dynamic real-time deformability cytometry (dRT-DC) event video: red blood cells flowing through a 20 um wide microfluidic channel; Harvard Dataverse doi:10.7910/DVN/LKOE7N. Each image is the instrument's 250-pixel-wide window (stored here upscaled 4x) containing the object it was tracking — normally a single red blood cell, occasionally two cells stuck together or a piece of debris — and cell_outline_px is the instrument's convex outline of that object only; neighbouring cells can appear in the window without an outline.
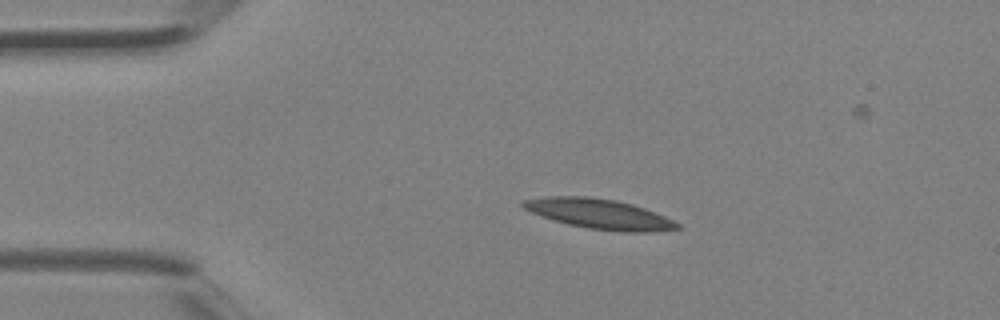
{"species": "Egyptian fruit bat (a non-hibernating species)", "species_latin": "Rousettus aegyptiacus", "temperature_condition": "room temperature", "stored_images_in_passage": 3, "camera_frame_rate_fps": 3000, "um_per_image_px": 0.085, "animal": {"sex": "female"}, "frame": {"image": 1, "passage_image": 1, "time_ms": 0.0, "image_size_px": [1000, 320], "cell_outline_px": [[680, 228], [652, 232], [620, 232], [588, 228], [568, 224], [552, 220], [532, 212], [524, 208], [520, 204], [520, 200], [544, 196], [588, 196], [616, 200], [632, 204], [656, 212], [680, 224]], "centroid_in_image_um": [50.91, 18.18], "position_along_channel_um": 34.1, "area_um2": 27.05}}